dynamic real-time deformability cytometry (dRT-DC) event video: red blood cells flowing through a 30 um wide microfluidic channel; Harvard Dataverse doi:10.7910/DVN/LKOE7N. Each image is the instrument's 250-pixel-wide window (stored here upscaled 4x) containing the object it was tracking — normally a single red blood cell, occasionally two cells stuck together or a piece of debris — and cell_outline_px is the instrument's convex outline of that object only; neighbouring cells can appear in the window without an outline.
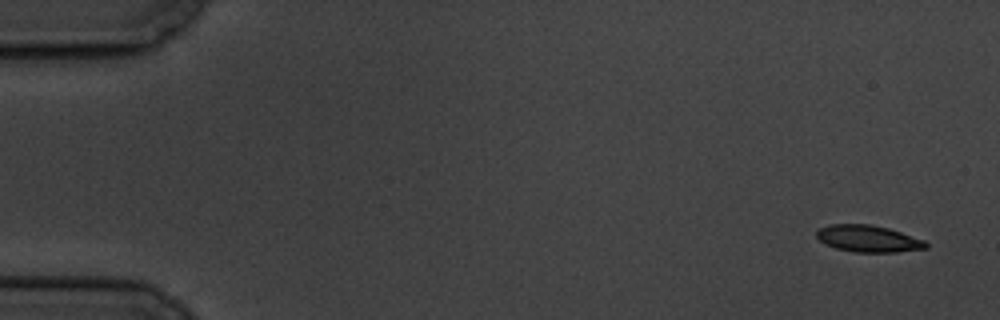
{"species": "common noctule bat (a hibernating species)", "species_latin": "Nyctalus noctula", "temperature_condition": "cold", "stored_images_in_passage": 7, "camera_frame_rate_fps": 3000, "um_per_image_px": 0.085, "animal": {"sex": "male", "body_mass_g": 19.5, "forearm_length_mm": 54.6}, "frame": {"image": 1, "passage_image": 1, "time_ms": 0.0, "image_size_px": [1000, 320], "cell_outline_px": [[928, 248], [896, 252], [852, 252], [836, 248], [824, 244], [816, 236], [816, 232], [820, 228], [828, 224], [872, 224], [888, 228], [924, 240], [928, 244]], "centroid_in_image_um": [73.78, 20.28], "position_along_channel_um": 11.2, "area_um2": 17.11}}
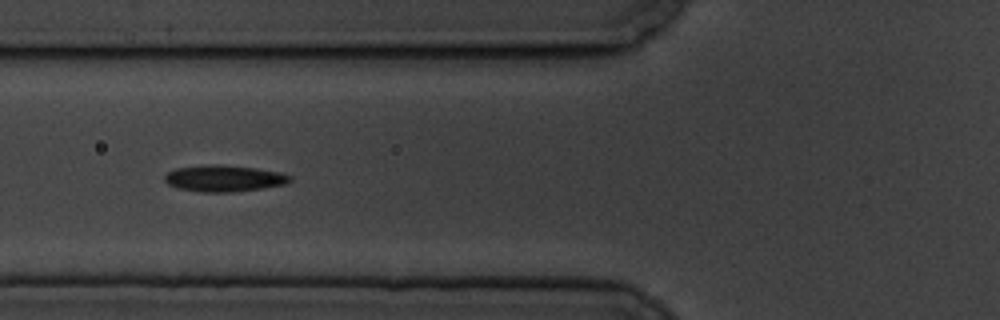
{"frame": {"image": 2, "passage_image": 6, "time_ms": 6.667, "image_size_px": [1000, 320], "cell_outline_px": [[292, 180], [288, 184], [232, 192], [204, 192], [176, 188], [168, 184], [164, 180], [164, 176], [168, 172], [176, 168], [212, 164], [216, 164], [256, 168], [280, 172], [292, 176]], "centroid_in_image_um": [19.05, 15.16], "position_along_channel_um": 106.7, "area_um2": 19.31}}
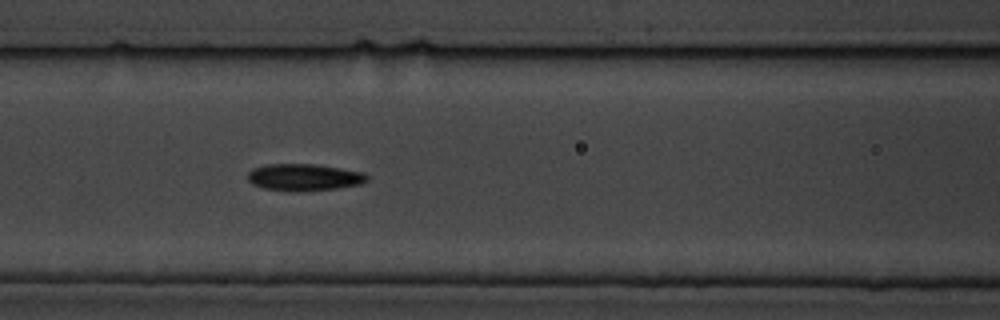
{"frame": {"image": 3, "passage_image": 7, "time_ms": 7.667, "image_size_px": [1000, 320], "cell_outline_px": [[368, 180], [360, 184], [336, 188], [288, 192], [264, 188], [252, 184], [248, 180], [248, 172], [252, 168], [268, 164], [316, 164], [364, 172], [368, 176]], "centroid_in_image_um": [25.82, 15.06], "position_along_channel_um": 140.8, "area_um2": 18.73}}